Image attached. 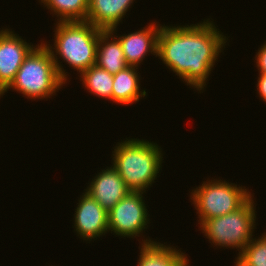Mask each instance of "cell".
<instances>
[{
  "instance_id": "cell-1",
  "label": "cell",
  "mask_w": 266,
  "mask_h": 266,
  "mask_svg": "<svg viewBox=\"0 0 266 266\" xmlns=\"http://www.w3.org/2000/svg\"><path fill=\"white\" fill-rule=\"evenodd\" d=\"M209 20L190 26L164 24L157 39V57L187 86L200 93L207 86L209 75L228 40Z\"/></svg>"
},
{
  "instance_id": "cell-2",
  "label": "cell",
  "mask_w": 266,
  "mask_h": 266,
  "mask_svg": "<svg viewBox=\"0 0 266 266\" xmlns=\"http://www.w3.org/2000/svg\"><path fill=\"white\" fill-rule=\"evenodd\" d=\"M54 44H44L50 51L61 79L67 83L62 61L80 74L96 63L97 43L101 29L87 21L57 22L55 24ZM49 43V44H47ZM54 46V47H53ZM58 55V56H57ZM60 56V57H59ZM59 57V58H58Z\"/></svg>"
},
{
  "instance_id": "cell-3",
  "label": "cell",
  "mask_w": 266,
  "mask_h": 266,
  "mask_svg": "<svg viewBox=\"0 0 266 266\" xmlns=\"http://www.w3.org/2000/svg\"><path fill=\"white\" fill-rule=\"evenodd\" d=\"M112 166L133 192H146L162 170L163 150L154 142L131 138L117 142Z\"/></svg>"
},
{
  "instance_id": "cell-4",
  "label": "cell",
  "mask_w": 266,
  "mask_h": 266,
  "mask_svg": "<svg viewBox=\"0 0 266 266\" xmlns=\"http://www.w3.org/2000/svg\"><path fill=\"white\" fill-rule=\"evenodd\" d=\"M66 84L55 67V62L44 41L36 45L25 57L14 80L0 94L3 97L9 89L23 94L27 99H48L56 96Z\"/></svg>"
},
{
  "instance_id": "cell-5",
  "label": "cell",
  "mask_w": 266,
  "mask_h": 266,
  "mask_svg": "<svg viewBox=\"0 0 266 266\" xmlns=\"http://www.w3.org/2000/svg\"><path fill=\"white\" fill-rule=\"evenodd\" d=\"M253 196L230 214L207 219L199 226L213 247L236 248L239 255L253 239L257 215Z\"/></svg>"
},
{
  "instance_id": "cell-6",
  "label": "cell",
  "mask_w": 266,
  "mask_h": 266,
  "mask_svg": "<svg viewBox=\"0 0 266 266\" xmlns=\"http://www.w3.org/2000/svg\"><path fill=\"white\" fill-rule=\"evenodd\" d=\"M251 196L252 193L245 186H237L223 179H208L203 181L202 185L192 189L190 199L198 214V224L201 225L207 219L237 210Z\"/></svg>"
},
{
  "instance_id": "cell-7",
  "label": "cell",
  "mask_w": 266,
  "mask_h": 266,
  "mask_svg": "<svg viewBox=\"0 0 266 266\" xmlns=\"http://www.w3.org/2000/svg\"><path fill=\"white\" fill-rule=\"evenodd\" d=\"M143 194L131 191L108 211L109 232L121 238H135L145 232L150 224V214Z\"/></svg>"
},
{
  "instance_id": "cell-8",
  "label": "cell",
  "mask_w": 266,
  "mask_h": 266,
  "mask_svg": "<svg viewBox=\"0 0 266 266\" xmlns=\"http://www.w3.org/2000/svg\"><path fill=\"white\" fill-rule=\"evenodd\" d=\"M35 46L10 28L0 29V94L14 80L25 57Z\"/></svg>"
},
{
  "instance_id": "cell-9",
  "label": "cell",
  "mask_w": 266,
  "mask_h": 266,
  "mask_svg": "<svg viewBox=\"0 0 266 266\" xmlns=\"http://www.w3.org/2000/svg\"><path fill=\"white\" fill-rule=\"evenodd\" d=\"M82 194L73 218L74 231L79 238L90 243L109 232L108 212L88 193L84 191Z\"/></svg>"
},
{
  "instance_id": "cell-10",
  "label": "cell",
  "mask_w": 266,
  "mask_h": 266,
  "mask_svg": "<svg viewBox=\"0 0 266 266\" xmlns=\"http://www.w3.org/2000/svg\"><path fill=\"white\" fill-rule=\"evenodd\" d=\"M106 168L84 190L108 212L131 191L112 165Z\"/></svg>"
},
{
  "instance_id": "cell-11",
  "label": "cell",
  "mask_w": 266,
  "mask_h": 266,
  "mask_svg": "<svg viewBox=\"0 0 266 266\" xmlns=\"http://www.w3.org/2000/svg\"><path fill=\"white\" fill-rule=\"evenodd\" d=\"M156 23V21L151 22L148 26L142 27L143 29L128 35L123 34L119 37L115 35L119 39L129 66L139 67L149 52L157 57V39L162 25Z\"/></svg>"
},
{
  "instance_id": "cell-12",
  "label": "cell",
  "mask_w": 266,
  "mask_h": 266,
  "mask_svg": "<svg viewBox=\"0 0 266 266\" xmlns=\"http://www.w3.org/2000/svg\"><path fill=\"white\" fill-rule=\"evenodd\" d=\"M135 0H88L86 21L101 30H111L122 23Z\"/></svg>"
},
{
  "instance_id": "cell-13",
  "label": "cell",
  "mask_w": 266,
  "mask_h": 266,
  "mask_svg": "<svg viewBox=\"0 0 266 266\" xmlns=\"http://www.w3.org/2000/svg\"><path fill=\"white\" fill-rule=\"evenodd\" d=\"M152 240H142L137 266H189L188 256L178 247Z\"/></svg>"
},
{
  "instance_id": "cell-14",
  "label": "cell",
  "mask_w": 266,
  "mask_h": 266,
  "mask_svg": "<svg viewBox=\"0 0 266 266\" xmlns=\"http://www.w3.org/2000/svg\"><path fill=\"white\" fill-rule=\"evenodd\" d=\"M117 27L111 30H101L97 43L96 65L107 70L110 74H117L129 65L119 39L114 35Z\"/></svg>"
},
{
  "instance_id": "cell-15",
  "label": "cell",
  "mask_w": 266,
  "mask_h": 266,
  "mask_svg": "<svg viewBox=\"0 0 266 266\" xmlns=\"http://www.w3.org/2000/svg\"><path fill=\"white\" fill-rule=\"evenodd\" d=\"M138 67L128 66L113 75L112 101L117 104L130 105L147 96L146 90H141ZM141 90V91H140Z\"/></svg>"
},
{
  "instance_id": "cell-16",
  "label": "cell",
  "mask_w": 266,
  "mask_h": 266,
  "mask_svg": "<svg viewBox=\"0 0 266 266\" xmlns=\"http://www.w3.org/2000/svg\"><path fill=\"white\" fill-rule=\"evenodd\" d=\"M82 85L91 94L97 97L112 100L113 75L96 64L80 75Z\"/></svg>"
},
{
  "instance_id": "cell-17",
  "label": "cell",
  "mask_w": 266,
  "mask_h": 266,
  "mask_svg": "<svg viewBox=\"0 0 266 266\" xmlns=\"http://www.w3.org/2000/svg\"><path fill=\"white\" fill-rule=\"evenodd\" d=\"M56 15L57 22L86 21L88 0H39Z\"/></svg>"
},
{
  "instance_id": "cell-18",
  "label": "cell",
  "mask_w": 266,
  "mask_h": 266,
  "mask_svg": "<svg viewBox=\"0 0 266 266\" xmlns=\"http://www.w3.org/2000/svg\"><path fill=\"white\" fill-rule=\"evenodd\" d=\"M234 266H266V232L255 237L237 255Z\"/></svg>"
},
{
  "instance_id": "cell-19",
  "label": "cell",
  "mask_w": 266,
  "mask_h": 266,
  "mask_svg": "<svg viewBox=\"0 0 266 266\" xmlns=\"http://www.w3.org/2000/svg\"><path fill=\"white\" fill-rule=\"evenodd\" d=\"M255 60L258 72L266 74V41L256 52Z\"/></svg>"
},
{
  "instance_id": "cell-20",
  "label": "cell",
  "mask_w": 266,
  "mask_h": 266,
  "mask_svg": "<svg viewBox=\"0 0 266 266\" xmlns=\"http://www.w3.org/2000/svg\"><path fill=\"white\" fill-rule=\"evenodd\" d=\"M256 84L259 97L266 103V74L259 73Z\"/></svg>"
}]
</instances>
